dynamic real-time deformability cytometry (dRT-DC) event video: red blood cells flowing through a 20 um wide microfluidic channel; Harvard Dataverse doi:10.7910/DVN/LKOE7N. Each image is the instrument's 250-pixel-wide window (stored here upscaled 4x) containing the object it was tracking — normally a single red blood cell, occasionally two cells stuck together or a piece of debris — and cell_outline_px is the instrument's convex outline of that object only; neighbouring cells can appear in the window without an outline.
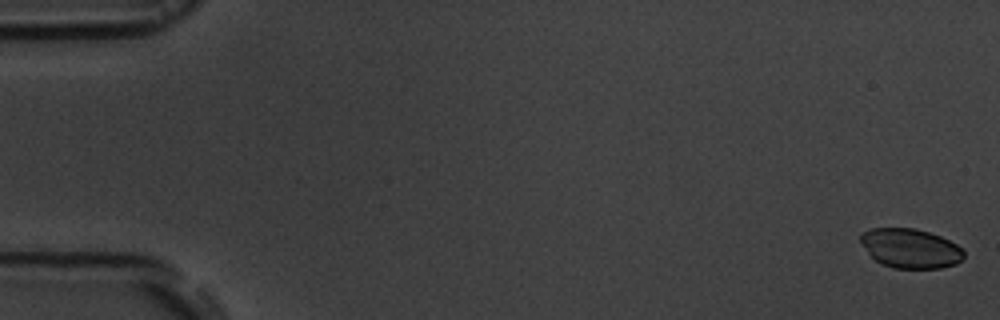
{"species": "common noctule bat (a hibernating species)", "species_latin": "Nyctalus noctula", "temperature_condition": "room temperature", "stored_images_in_passage": 57, "segment_of_instrument_passage": [1, 2], "camera_frame_rate_fps": 3000, "um_per_image_px": 0.085, "animal": {"sex": "male", "body_mass_g": 19.5, "forearm_length_mm": 54.6}, "frame": {"image": 1, "passage_image": 1, "time_ms": 0.0, "image_size_px": [1000, 320], "cell_outline_px": [[964, 256], [956, 264], [940, 268], [892, 268], [880, 264], [868, 252], [860, 240], [860, 232], [872, 228], [916, 228], [940, 236], [964, 248]], "centroid_in_image_um": [77.38, 21.11], "position_along_channel_um": 7.6, "area_um2": 23.76}}
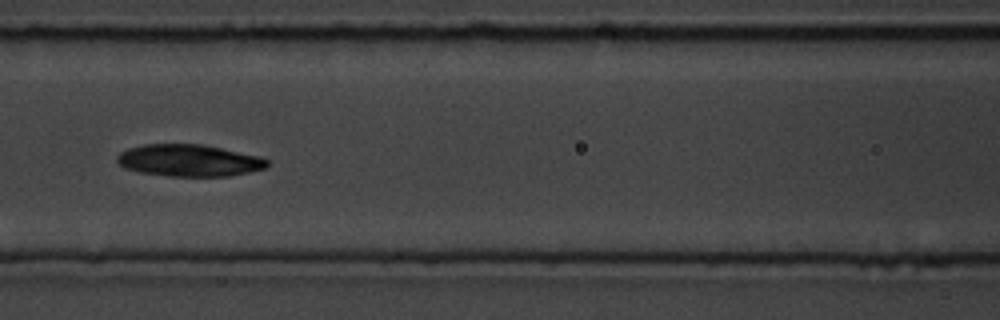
{"frame": {"image": 2, "passage_image": 25, "time_ms": 8.0, "image_size_px": [1000, 320], "cell_outline_px": [[268, 164], [264, 168], [248, 172], [228, 176], [168, 176], [140, 172], [124, 168], [116, 160], [116, 156], [120, 152], [128, 148], [144, 144], [204, 144], [260, 156], [268, 160]], "centroid_in_image_um": [16.05, 13.63], "position_along_channel_um": 150.6, "area_um2": 27.98}}
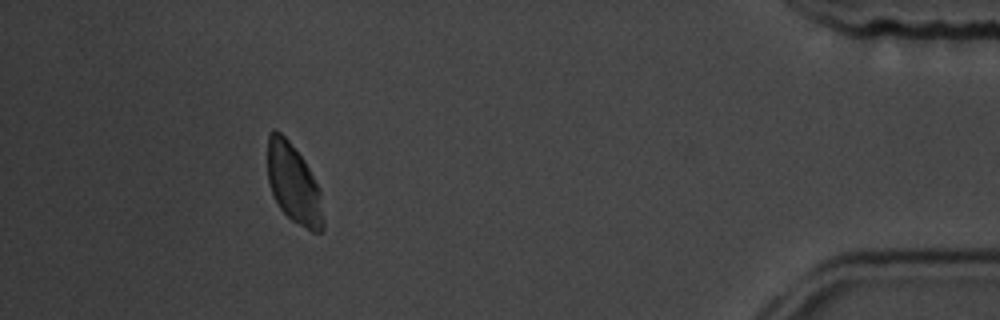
{"frame": {"image": 3, "passage_image": 51, "time_ms": 16.667, "image_size_px": [1000, 320], "cell_outline_px": [[324, 228], [320, 232], [312, 232], [292, 220], [280, 208], [272, 192], [268, 180], [268, 132], [272, 128], [276, 128], [288, 140], [304, 160], [320, 192], [324, 220]], "centroid_in_image_um": [24.95, 15.61], "position_along_channel_um": 410.2, "area_um2": 25.49}}